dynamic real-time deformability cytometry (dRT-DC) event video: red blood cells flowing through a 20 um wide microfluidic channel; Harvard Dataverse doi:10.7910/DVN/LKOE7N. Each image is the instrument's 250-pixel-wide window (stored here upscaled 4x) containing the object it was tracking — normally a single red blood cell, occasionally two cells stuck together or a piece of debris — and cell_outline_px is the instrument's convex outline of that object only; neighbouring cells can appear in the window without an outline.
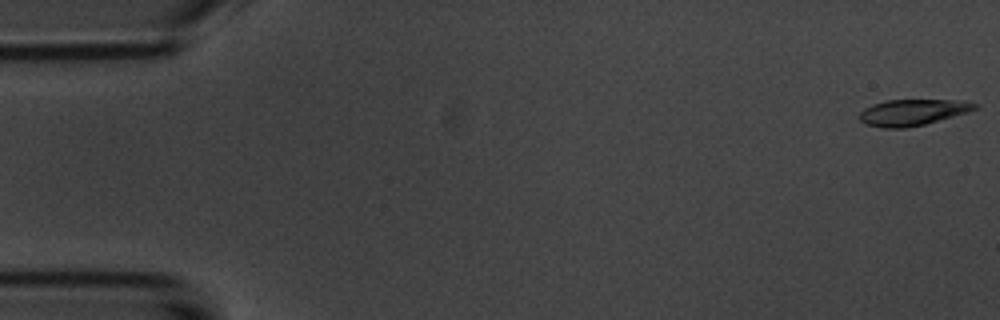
{"species": "common noctule bat (a hibernating species)", "species_latin": "Nyctalus noctula", "temperature_condition": "room temperature", "stored_images_in_passage": 54, "camera_frame_rate_fps": 3000, "um_per_image_px": 0.085, "animal": {"sex": "male", "body_mass_g": 20.1, "forearm_length_mm": 53.5}, "frame": {"image": 1, "passage_image": 1, "time_ms": 0.0, "image_size_px": [1000, 320], "cell_outline_px": [[980, 104], [976, 108], [968, 112], [924, 124], [904, 128], [884, 128], [864, 124], [860, 120], [860, 112], [864, 108], [872, 104], [888, 100], [960, 100]], "centroid_in_image_um": [77.55, 9.54], "position_along_channel_um": 7.4, "area_um2": 17.51}}
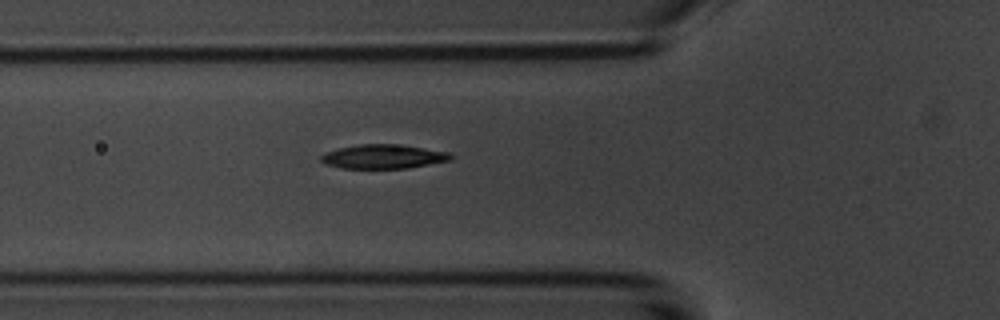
{"frame": {"image": 2, "passage_image": 19, "time_ms": 6.0, "image_size_px": [1000, 320], "cell_outline_px": [[456, 156], [452, 160], [408, 168], [340, 168], [324, 164], [320, 160], [320, 156], [324, 152], [336, 148], [360, 144], [392, 144], [452, 152]], "centroid_in_image_um": [32.58, 13.31], "position_along_channel_um": 93.2, "area_um2": 18.44}}
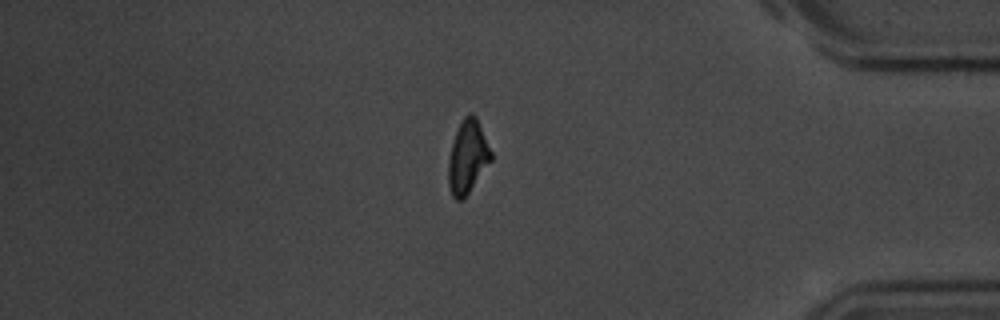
{"frame": {"image": 3, "passage_image": 46, "time_ms": 15.0, "image_size_px": [1000, 320], "cell_outline_px": [[492, 160], [464, 200], [456, 200], [452, 196], [448, 184], [448, 160], [452, 144], [456, 132], [464, 116], [468, 112], [472, 112], [476, 116], [492, 152]], "centroid_in_image_um": [39.75, 13.36], "position_along_channel_um": 395.4, "area_um2": 18.32}, "authors_computed_cell_mechanics": {"area_um2": 18.4382, "velocity_mm_per_s": 3.6924, "shape_relaxation_time_tau1_ms": 2.3387, "shape_relaxation_time_tau2_ms": 7.1882, "deformation_change_tau1": 0.1308, "deformation_change_tau2": 0.1224}}